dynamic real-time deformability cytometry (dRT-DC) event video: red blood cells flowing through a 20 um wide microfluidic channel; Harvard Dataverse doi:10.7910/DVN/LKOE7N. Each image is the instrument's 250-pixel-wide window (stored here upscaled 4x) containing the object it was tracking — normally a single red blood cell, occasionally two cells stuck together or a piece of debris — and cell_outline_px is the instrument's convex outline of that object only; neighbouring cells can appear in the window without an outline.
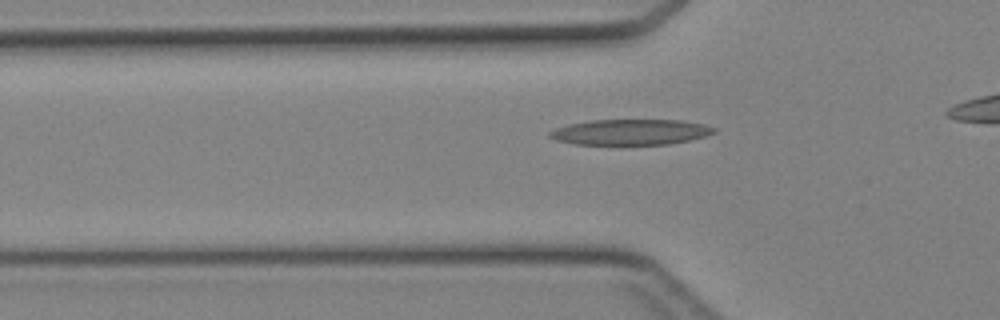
{"species": "Egyptian fruit bat (a non-hibernating species)", "species_latin": "Rousettus aegyptiacus", "temperature_condition": "cold", "stored_images_in_passage": 33, "camera_frame_rate_fps": 3000, "um_per_image_px": 0.085, "animal": {"sex": "female"}, "frame": {"image": 1, "passage_image": 11, "time_ms": 3.333, "image_size_px": [1000, 320], "cell_outline_px": [[716, 132], [704, 136], [688, 140], [668, 144], [576, 144], [556, 140], [548, 136], [548, 132], [556, 128], [568, 124], [592, 120], [684, 120], [704, 124], [716, 128]], "centroid_in_image_um": [53.59, 11.22], "position_along_channel_um": 72.2, "area_um2": 24.39}}
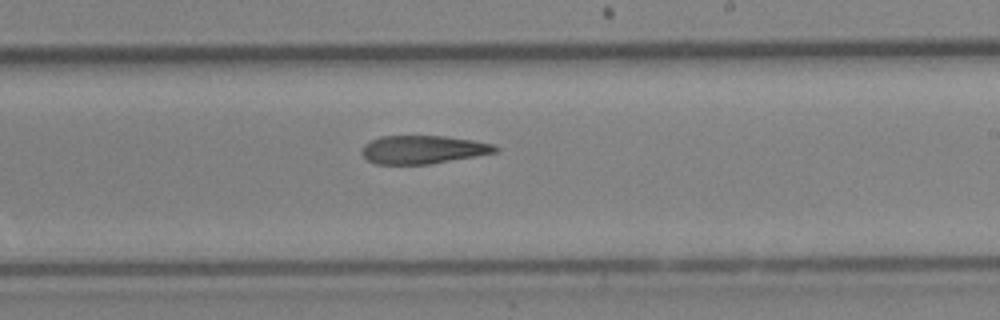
{"frame": {"image": 2, "passage_image": 23, "time_ms": 7.333, "image_size_px": [1000, 320], "cell_outline_px": [[500, 148], [496, 152], [432, 164], [376, 164], [368, 160], [360, 152], [364, 144], [380, 136], [444, 136], [472, 140], [492, 144]], "centroid_in_image_um": [35.93, 12.72], "position_along_channel_um": 253.1, "area_um2": 21.91}}
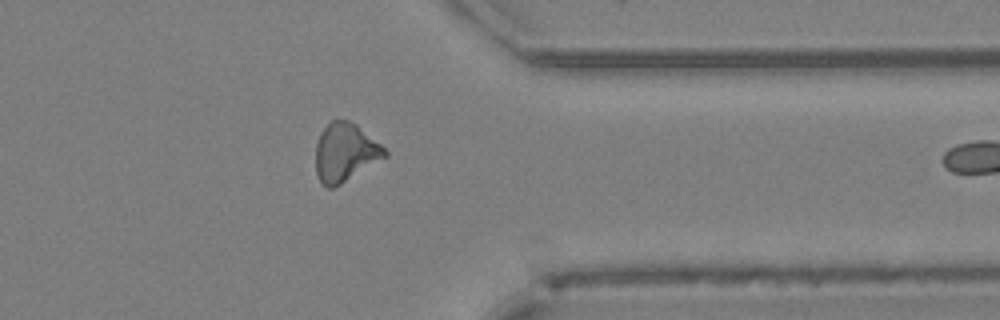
{"frame": {"image": 3, "passage_image": 32, "time_ms": 10.333, "image_size_px": [1000, 320], "cell_outline_px": [[388, 156], [340, 184], [332, 188], [328, 188], [320, 184], [316, 172], [316, 144], [320, 132], [332, 120], [348, 120], [356, 124], [380, 144], [388, 152]], "centroid_in_image_um": [29.32, 12.97], "position_along_channel_um": 382.1, "area_um2": 23.41}}